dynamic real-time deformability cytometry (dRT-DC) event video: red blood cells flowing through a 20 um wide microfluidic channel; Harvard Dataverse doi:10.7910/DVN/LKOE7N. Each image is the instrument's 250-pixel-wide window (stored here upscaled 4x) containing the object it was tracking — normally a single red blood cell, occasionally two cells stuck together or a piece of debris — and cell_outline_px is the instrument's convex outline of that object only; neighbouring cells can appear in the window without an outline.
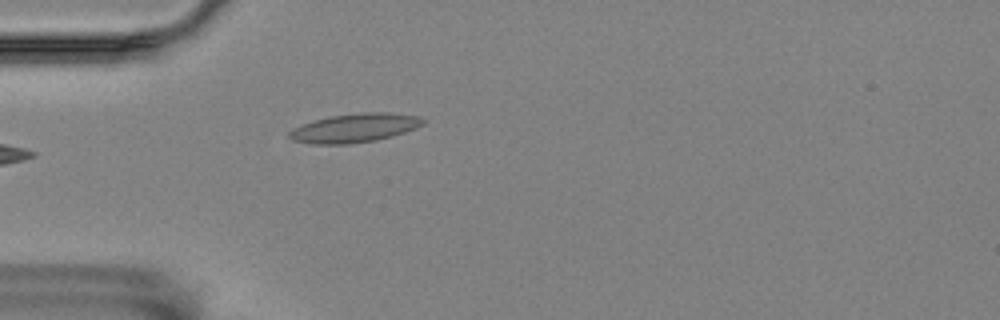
{"species": "Egyptian fruit bat (a non-hibernating species)", "species_latin": "Rousettus aegyptiacus", "temperature_condition": "room temperature", "stored_images_in_passage": 1, "camera_frame_rate_fps": 3000, "um_per_image_px": 0.085, "animal": {"sex": "female"}, "frame": {"image": 1, "passage_image": 1, "time_ms": 0.0, "image_size_px": [1000, 320], "cell_outline_px": [[424, 124], [416, 128], [392, 136], [376, 140], [348, 144], [312, 144], [292, 140], [288, 136], [288, 132], [292, 128], [328, 116], [364, 112], [388, 112], [416, 116], [424, 120]], "centroid_in_image_um": [30.12, 10.88], "position_along_channel_um": 54.9, "area_um2": 22.37}}